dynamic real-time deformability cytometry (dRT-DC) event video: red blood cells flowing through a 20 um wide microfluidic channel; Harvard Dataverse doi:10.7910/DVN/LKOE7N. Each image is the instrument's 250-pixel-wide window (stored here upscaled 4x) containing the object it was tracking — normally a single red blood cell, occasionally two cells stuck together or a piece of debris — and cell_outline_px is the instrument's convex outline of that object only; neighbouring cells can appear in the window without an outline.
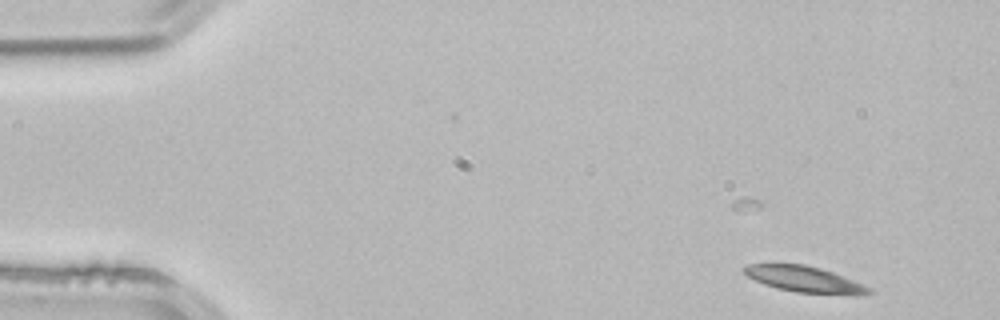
{"species": "common noctule bat (a hibernating species)", "species_latin": "Nyctalus noctula", "temperature_condition": "room temperature", "stored_images_in_passage": 3, "camera_frame_rate_fps": 3000, "um_per_image_px": 0.085, "animal": {"sex": "male", "body_mass_g": 21.5, "forearm_length_mm": 52.0}, "frame": {"image": 1, "passage_image": 1, "time_ms": 0.0, "image_size_px": [1000, 320], "cell_outline_px": [[872, 292], [856, 296], [796, 292], [776, 288], [764, 284], [748, 276], [744, 272], [744, 268], [748, 264], [772, 260], [776, 260], [804, 264], [820, 268], [832, 272], [872, 288]], "centroid_in_image_um": [68.31, 23.69], "position_along_channel_um": 16.7, "area_um2": 19.71}}
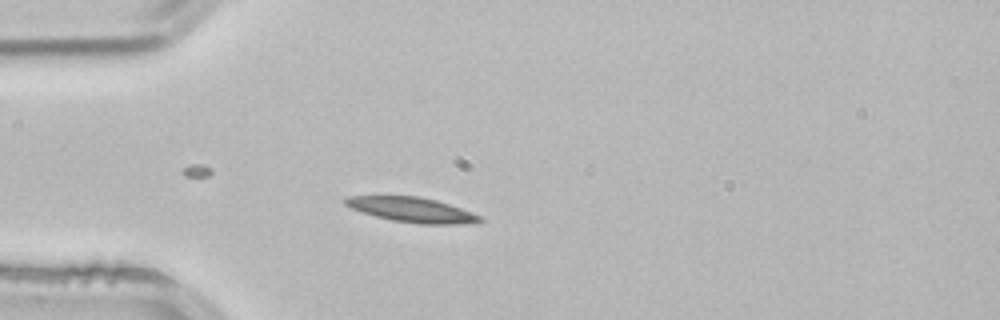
{"frame": {"image": 2, "passage_image": 3, "time_ms": 0.667, "image_size_px": [1000, 320], "cell_outline_px": [[484, 220], [456, 224], [420, 224], [392, 220], [376, 216], [352, 208], [344, 204], [344, 200], [348, 196], [420, 196], [436, 200], [484, 216]], "centroid_in_image_um": [35.03, 17.82], "position_along_channel_um": 50.0, "area_um2": 19.25}}